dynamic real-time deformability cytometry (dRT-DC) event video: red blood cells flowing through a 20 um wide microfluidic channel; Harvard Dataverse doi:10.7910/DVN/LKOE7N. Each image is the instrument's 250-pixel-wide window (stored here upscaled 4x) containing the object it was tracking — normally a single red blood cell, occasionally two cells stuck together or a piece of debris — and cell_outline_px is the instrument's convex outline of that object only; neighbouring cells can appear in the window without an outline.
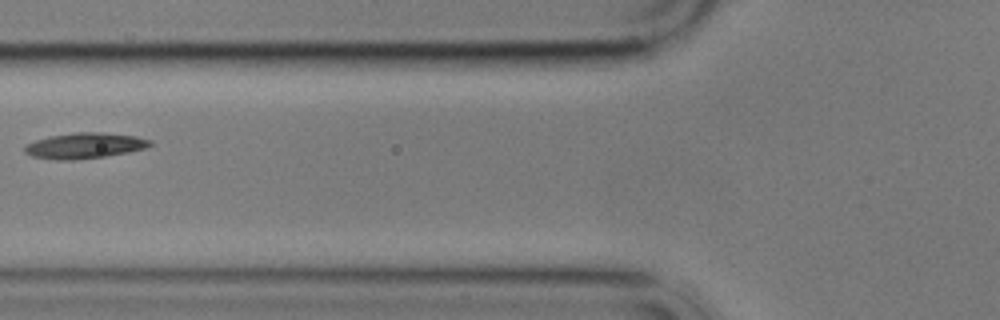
{"species": "common noctule bat (a hibernating species)", "species_latin": "Nyctalus noctula", "temperature_condition": "cold", "stored_images_in_passage": 4, "camera_frame_rate_fps": 3000, "um_per_image_px": 0.085, "animal": {"sex": "male", "body_mass_g": 17.9}, "frame": {"image": 1, "passage_image": 4, "time_ms": 3.333, "image_size_px": [1000, 320], "cell_outline_px": [[152, 144], [144, 148], [128, 152], [104, 156], [72, 160], [56, 160], [32, 156], [24, 152], [24, 144], [48, 136], [76, 132], [100, 132], [136, 136], [152, 140]], "centroid_in_image_um": [7.16, 12.37], "position_along_channel_um": 118.6, "area_um2": 18.73}}